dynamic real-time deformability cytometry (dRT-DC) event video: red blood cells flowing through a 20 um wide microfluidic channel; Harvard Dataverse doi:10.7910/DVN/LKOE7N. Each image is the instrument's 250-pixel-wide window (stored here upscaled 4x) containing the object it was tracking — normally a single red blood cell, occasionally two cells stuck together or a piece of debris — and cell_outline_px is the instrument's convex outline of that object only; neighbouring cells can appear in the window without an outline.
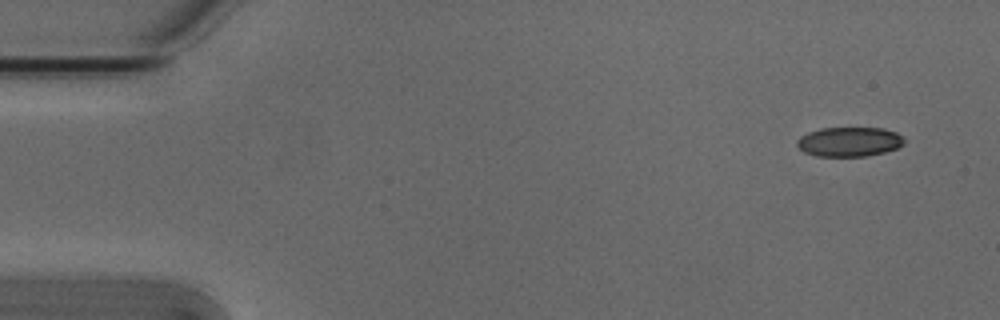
{"species": "Egyptian fruit bat (a non-hibernating species)", "species_latin": "Rousettus aegyptiacus", "temperature_condition": "cold", "stored_images_in_passage": 5, "segment_of_instrument_passage": [1, 2], "camera_frame_rate_fps": 3000, "um_per_image_px": 0.085, "animal": {"sex": "male"}, "frame": {"image": 1, "passage_image": 1, "time_ms": 0.0, "image_size_px": [1000, 320], "cell_outline_px": [[904, 144], [896, 148], [884, 152], [864, 156], [816, 156], [804, 152], [796, 144], [796, 140], [800, 136], [808, 132], [820, 128], [884, 128], [896, 132], [904, 136]], "centroid_in_image_um": [72.18, 12.04], "position_along_channel_um": 12.8, "area_um2": 18.5}}